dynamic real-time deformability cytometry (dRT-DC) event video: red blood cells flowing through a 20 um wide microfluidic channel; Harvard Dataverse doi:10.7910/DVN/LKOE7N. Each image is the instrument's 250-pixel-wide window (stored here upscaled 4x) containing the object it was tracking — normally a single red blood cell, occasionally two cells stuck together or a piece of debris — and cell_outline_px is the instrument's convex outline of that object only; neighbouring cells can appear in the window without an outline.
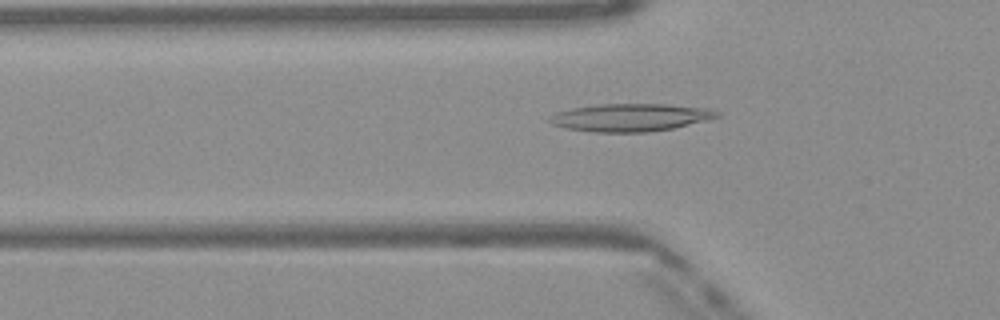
{"species": "Egyptian fruit bat (a non-hibernating species)", "species_latin": "Rousettus aegyptiacus", "temperature_condition": "warm", "stored_images_in_passage": 47, "camera_frame_rate_fps": 3000, "um_per_image_px": 0.085, "frame": {"image": 1, "passage_image": 14, "time_ms": 4.333, "image_size_px": [1000, 320], "cell_outline_px": [[720, 116], [708, 120], [672, 128], [648, 132], [592, 132], [568, 128], [552, 124], [548, 120], [556, 112], [572, 108], [600, 104], [664, 104], [708, 108], [720, 112]], "centroid_in_image_um": [53.62, 9.98], "position_along_channel_um": 72.2, "area_um2": 26.88}}
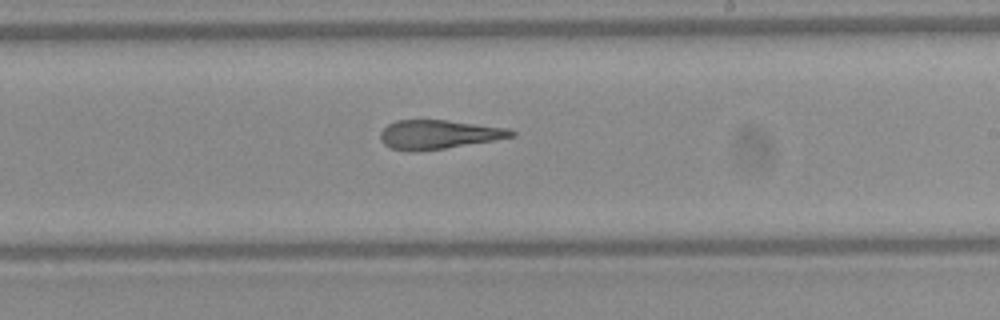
{"frame": {"image": 2, "passage_image": 27, "time_ms": 8.667, "image_size_px": [1000, 320], "cell_outline_px": [[516, 136], [444, 148], [416, 152], [412, 152], [392, 148], [384, 144], [380, 140], [380, 132], [388, 124], [396, 120], [448, 120], [508, 128], [516, 132]], "centroid_in_image_um": [37.25, 11.42], "position_along_channel_um": 251.7, "area_um2": 22.02}}
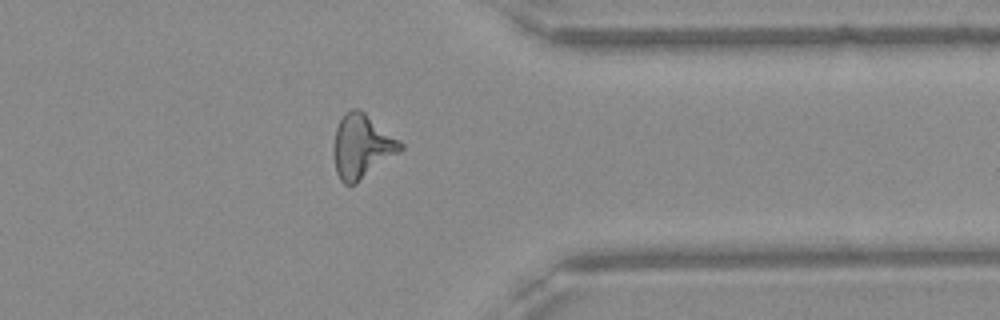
{"frame": {"image": 3, "passage_image": 37, "time_ms": 12.0, "image_size_px": [1000, 320], "cell_outline_px": [[404, 148], [400, 152], [356, 184], [344, 184], [340, 180], [336, 172], [332, 152], [332, 148], [336, 128], [344, 112], [352, 108], [360, 108], [400, 140], [404, 144]], "centroid_in_image_um": [30.75, 12.43], "position_along_channel_um": 380.7, "area_um2": 25.26}, "authors_computed_cell_mechanics": {"area_um2": 23.9292, "velocity_mm_per_s": 4.117, "shape_relaxation_time_tau1_ms": null, "shape_relaxation_time_tau2_ms": 2.918, "deformation_change_tau1": null, "deformation_change_tau2": 0.1629}}